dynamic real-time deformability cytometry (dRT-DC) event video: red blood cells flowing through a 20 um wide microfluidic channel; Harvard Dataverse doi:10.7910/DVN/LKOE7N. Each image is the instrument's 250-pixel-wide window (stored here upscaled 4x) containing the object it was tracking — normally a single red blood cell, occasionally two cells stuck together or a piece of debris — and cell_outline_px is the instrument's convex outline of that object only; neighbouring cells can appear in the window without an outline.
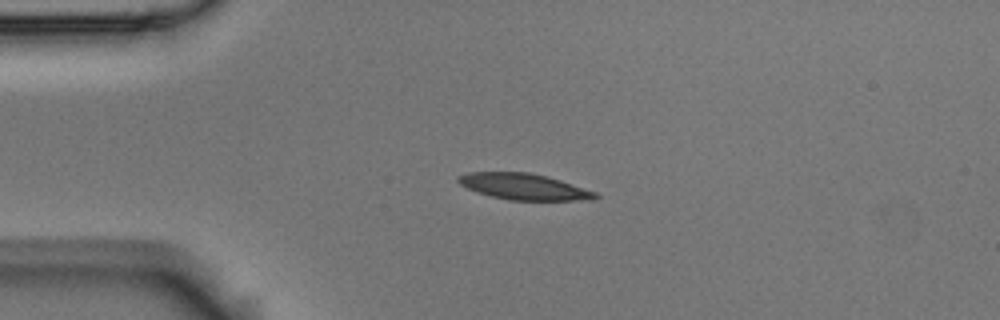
{"species": "Egyptian fruit bat (a non-hibernating species)", "species_latin": "Rousettus aegyptiacus", "temperature_condition": "room temperature", "stored_images_in_passage": 3, "camera_frame_rate_fps": 3000, "um_per_image_px": 0.085, "animal": {"sex": "male"}, "frame": {"image": 1, "passage_image": 1, "time_ms": 0.0, "image_size_px": [1000, 320], "cell_outline_px": [[600, 196], [592, 200], [508, 200], [476, 192], [460, 184], [456, 180], [456, 176], [468, 172], [528, 172], [560, 180], [596, 192]], "centroid_in_image_um": [44.5, 15.86], "position_along_channel_um": 40.5, "area_um2": 20.81}}
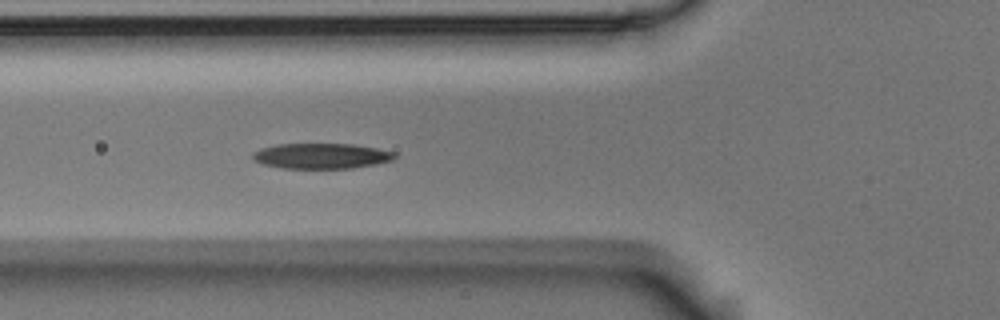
{"frame": {"image": 2, "passage_image": 3, "time_ms": 0.667, "image_size_px": [1000, 320], "cell_outline_px": [[396, 156], [392, 160], [376, 164], [352, 168], [284, 168], [264, 164], [252, 160], [252, 152], [260, 148], [276, 144], [352, 144], [376, 148], [396, 152]], "centroid_in_image_um": [27.3, 13.25], "position_along_channel_um": 98.5, "area_um2": 21.04}}